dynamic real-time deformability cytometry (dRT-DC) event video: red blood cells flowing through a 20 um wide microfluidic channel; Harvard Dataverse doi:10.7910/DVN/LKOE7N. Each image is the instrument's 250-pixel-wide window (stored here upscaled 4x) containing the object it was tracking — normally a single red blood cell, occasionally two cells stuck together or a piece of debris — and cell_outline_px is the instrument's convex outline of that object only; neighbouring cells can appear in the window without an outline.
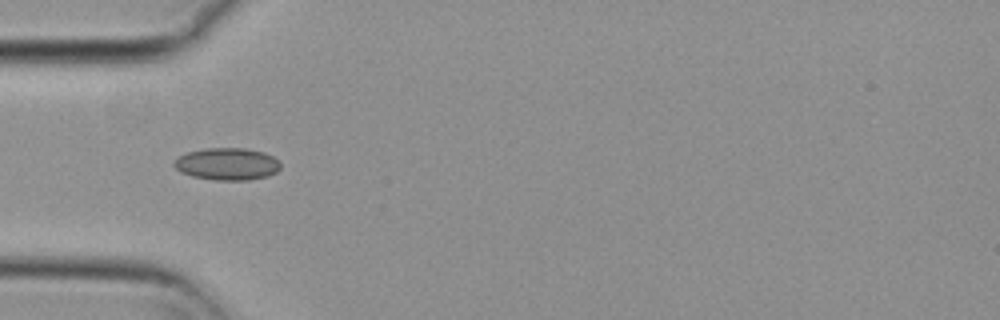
{"species": "common noctule bat (a hibernating species)", "species_latin": "Nyctalus noctula", "temperature_condition": "cold", "stored_images_in_passage": 5, "camera_frame_rate_fps": 3000, "um_per_image_px": 0.085, "animal": {"sex": "female", "body_mass_g": 29.2, "forearm_length_mm": 56.3}, "frame": {"image": 1, "passage_image": 1, "time_ms": 0.0, "image_size_px": [1000, 320], "cell_outline_px": [[280, 168], [276, 172], [268, 176], [248, 180], [216, 180], [192, 176], [180, 172], [172, 164], [172, 160], [188, 152], [208, 148], [244, 148], [264, 152], [272, 156], [280, 164]], "centroid_in_image_um": [19.29, 13.94], "position_along_channel_um": 65.7, "area_um2": 19.94}}